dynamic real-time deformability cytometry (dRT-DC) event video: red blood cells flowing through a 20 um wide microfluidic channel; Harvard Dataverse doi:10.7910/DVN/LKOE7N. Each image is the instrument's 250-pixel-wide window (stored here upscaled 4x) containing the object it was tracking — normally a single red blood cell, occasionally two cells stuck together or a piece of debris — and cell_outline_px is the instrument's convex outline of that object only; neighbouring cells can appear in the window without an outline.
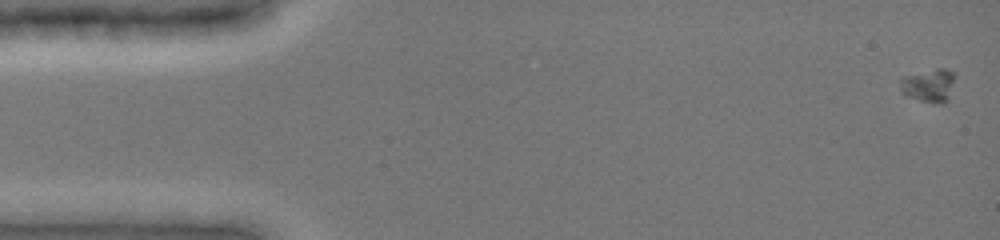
{"species": "common noctule bat (a hibernating species)", "species_latin": "Nyctalus noctula", "temperature_condition": "cold", "stored_images_in_passage": 21, "camera_frame_rate_fps": 3000, "um_per_image_px": 0.085, "animal": {"sex": "female", "body_mass_g": 19.0, "forearm_length_mm": 51.5}, "frame": {"image": 1, "passage_image": 1, "time_ms": 0.0, "image_size_px": [1000, 240], "cell_outline_px": [[956, 76], [948, 100], [944, 104], [932, 104], [908, 96], [900, 88], [900, 76], [936, 68], [944, 68], [952, 72]], "centroid_in_image_um": [78.96, 7.25], "position_along_channel_um": 6.0, "area_um2": 10.87}}